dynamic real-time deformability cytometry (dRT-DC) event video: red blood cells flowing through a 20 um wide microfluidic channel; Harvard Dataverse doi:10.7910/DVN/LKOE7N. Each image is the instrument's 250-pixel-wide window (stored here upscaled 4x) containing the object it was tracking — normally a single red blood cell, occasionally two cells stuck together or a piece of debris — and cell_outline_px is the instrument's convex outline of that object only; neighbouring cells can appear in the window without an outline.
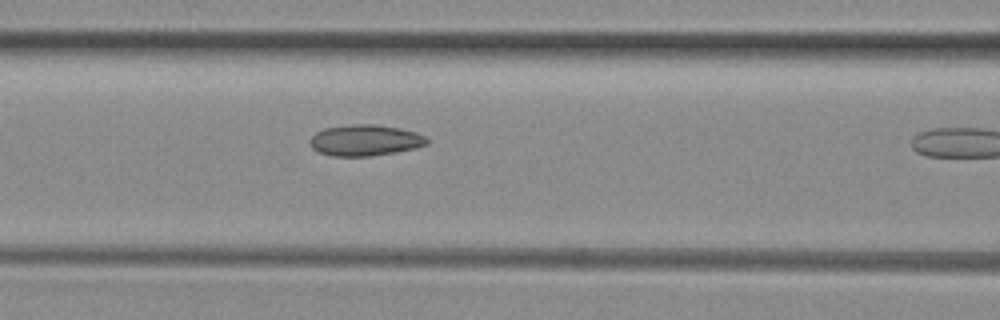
{"species": "common noctule bat (a hibernating species)", "species_latin": "Nyctalus noctula", "temperature_condition": "room temperature", "stored_images_in_passage": 11, "camera_frame_rate_fps": 3000, "um_per_image_px": 0.085, "animal": {"sex": "female", "body_mass_g": 29.2, "forearm_length_mm": 56.3}, "frame": {"image": 1, "passage_image": 10, "time_ms": 3.0, "image_size_px": [1000, 320], "cell_outline_px": [[428, 144], [416, 148], [396, 152], [372, 156], [332, 156], [316, 152], [308, 144], [308, 140], [316, 132], [324, 128], [352, 124], [372, 124], [400, 128], [416, 132], [424, 136], [428, 140]], "centroid_in_image_um": [30.99, 11.93], "position_along_channel_um": 135.6, "area_um2": 21.44}}